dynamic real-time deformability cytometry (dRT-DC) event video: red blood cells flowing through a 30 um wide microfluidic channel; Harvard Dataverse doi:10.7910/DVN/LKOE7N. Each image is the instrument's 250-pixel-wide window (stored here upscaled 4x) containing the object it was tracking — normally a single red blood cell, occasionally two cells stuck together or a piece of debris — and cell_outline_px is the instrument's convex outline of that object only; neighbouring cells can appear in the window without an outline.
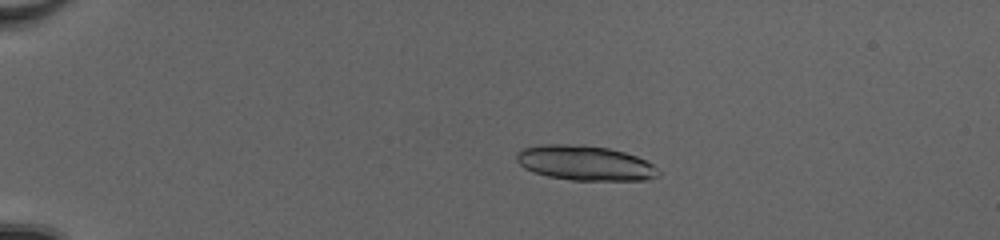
{"species": "common noctule bat (a hibernating species)", "species_latin": "Nyctalus noctula", "temperature_condition": "cold", "stored_images_in_passage": 52, "camera_frame_rate_fps": 3000, "um_per_image_px": 0.085, "animal": {"sex": "female", "body_mass_g": 20.0, "forearm_length_mm": 54.0}, "frame": {"image": 1, "passage_image": 13, "time_ms": 4.0, "image_size_px": [1000, 240], "cell_outline_px": [[660, 176], [644, 180], [572, 180], [548, 176], [532, 172], [524, 168], [516, 160], [516, 152], [520, 148], [540, 144], [584, 144], [608, 148], [624, 152], [636, 156], [652, 164], [660, 172]], "centroid_in_image_um": [49.68, 13.84], "position_along_channel_um": 35.3, "area_um2": 29.07}}